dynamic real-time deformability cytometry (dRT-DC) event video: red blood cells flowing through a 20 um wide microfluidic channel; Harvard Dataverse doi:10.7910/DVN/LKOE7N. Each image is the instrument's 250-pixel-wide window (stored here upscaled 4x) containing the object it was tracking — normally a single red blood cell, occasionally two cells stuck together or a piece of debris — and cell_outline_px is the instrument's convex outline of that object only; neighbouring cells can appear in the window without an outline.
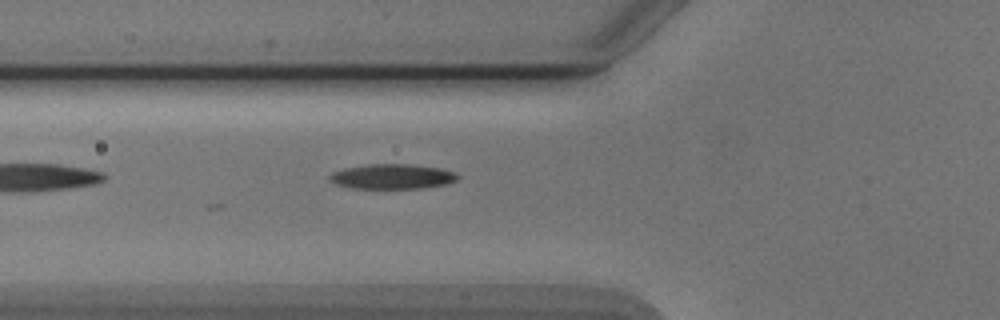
{"species": "Egyptian fruit bat (a non-hibernating species)", "species_latin": "Rousettus aegyptiacus", "temperature_condition": "cold", "stored_images_in_passage": 3, "camera_frame_rate_fps": 3000, "um_per_image_px": 0.085, "animal": {"sex": "male"}, "frame": {"image": 1, "passage_image": 3, "time_ms": 2.667, "image_size_px": [1000, 320], "cell_outline_px": [[460, 176], [456, 180], [448, 184], [424, 188], [348, 188], [336, 184], [328, 180], [328, 176], [332, 172], [344, 168], [368, 164], [408, 164], [440, 168], [456, 172]], "centroid_in_image_um": [33.34, 15.0], "position_along_channel_um": 92.5, "area_um2": 18.79}}